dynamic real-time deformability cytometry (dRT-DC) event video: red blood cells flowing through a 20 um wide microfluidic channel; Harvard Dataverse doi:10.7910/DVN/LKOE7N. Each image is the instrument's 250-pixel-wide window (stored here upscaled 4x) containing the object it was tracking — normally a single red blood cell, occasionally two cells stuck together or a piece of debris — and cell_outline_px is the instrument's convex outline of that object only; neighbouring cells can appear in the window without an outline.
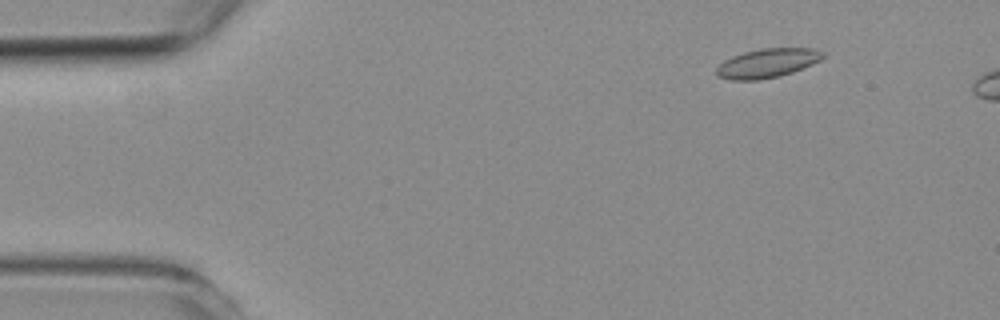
{"species": "common noctule bat (a hibernating species)", "species_latin": "Nyctalus noctula", "temperature_condition": "room temperature", "stored_images_in_passage": 6, "camera_frame_rate_fps": 3000, "um_per_image_px": 0.085, "animal": {"sex": "female", "body_mass_g": 19.3, "forearm_length_mm": 54.1}, "frame": {"image": 1, "passage_image": 2, "time_ms": 1.333, "image_size_px": [1000, 320], "cell_outline_px": [[824, 56], [820, 60], [804, 68], [780, 76], [760, 80], [732, 80], [716, 76], [716, 68], [724, 60], [732, 56], [744, 52], [760, 48], [816, 48], [824, 52]], "centroid_in_image_um": [65.22, 5.36], "position_along_channel_um": 19.8, "area_um2": 18.21}}